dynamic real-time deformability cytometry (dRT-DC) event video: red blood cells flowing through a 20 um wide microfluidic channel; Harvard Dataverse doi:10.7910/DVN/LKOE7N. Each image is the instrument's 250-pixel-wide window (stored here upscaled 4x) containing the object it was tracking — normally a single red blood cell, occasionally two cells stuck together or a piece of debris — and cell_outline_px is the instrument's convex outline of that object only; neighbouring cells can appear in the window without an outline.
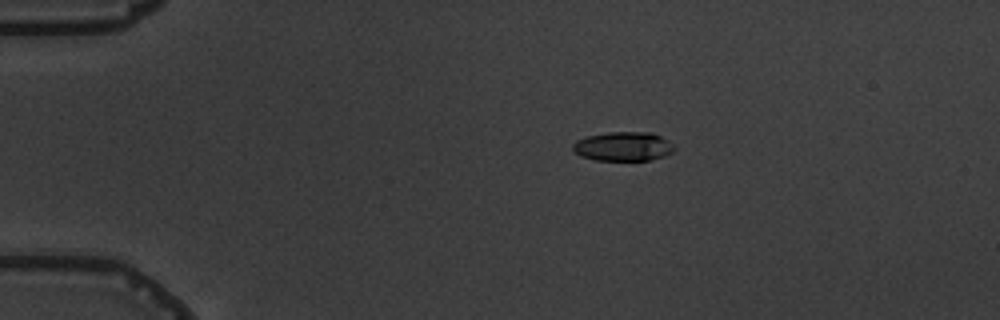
{"species": "common noctule bat (a hibernating species)", "species_latin": "Nyctalus noctula", "temperature_condition": "warm", "stored_images_in_passage": 6, "camera_frame_rate_fps": 3000, "um_per_image_px": 0.085, "animal": {"sex": "male", "body_mass_g": 19.5, "forearm_length_mm": 54.6}, "frame": {"image": 1, "passage_image": 3, "time_ms": 2.333, "image_size_px": [1000, 320], "cell_outline_px": [[676, 148], [672, 152], [664, 156], [652, 160], [596, 160], [580, 156], [572, 148], [572, 144], [576, 140], [584, 136], [608, 132], [652, 132], [668, 140]], "centroid_in_image_um": [52.97, 12.44], "position_along_channel_um": 32.0, "area_um2": 17.4}}
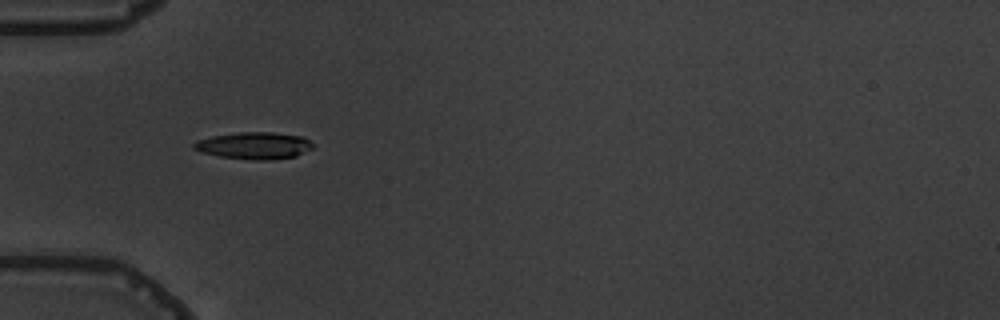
{"frame": {"image": 2, "passage_image": 5, "time_ms": 4.667, "image_size_px": [1000, 320], "cell_outline_px": [[312, 148], [296, 156], [268, 160], [256, 160], [220, 156], [200, 152], [192, 148], [192, 144], [200, 140], [212, 136], [240, 132], [272, 132], [304, 136], [312, 144]], "centroid_in_image_um": [21.61, 12.37], "position_along_channel_um": 63.4, "area_um2": 18.55}}